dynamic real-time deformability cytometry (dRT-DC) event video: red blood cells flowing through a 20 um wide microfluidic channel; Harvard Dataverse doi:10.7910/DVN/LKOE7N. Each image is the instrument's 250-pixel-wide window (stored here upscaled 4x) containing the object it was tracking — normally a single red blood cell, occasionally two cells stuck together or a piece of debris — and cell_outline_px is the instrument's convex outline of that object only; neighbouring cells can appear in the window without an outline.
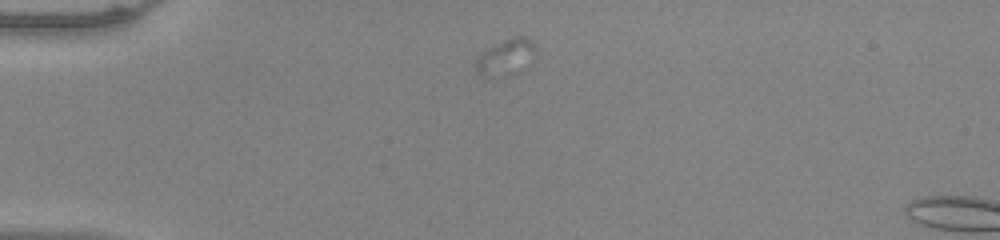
{"species": "common noctule bat (a hibernating species)", "species_latin": "Nyctalus noctula", "temperature_condition": "warm", "stored_images_in_passage": 7, "camera_frame_rate_fps": 3000, "um_per_image_px": 0.085, "animal": {"sex": "male", "body_mass_g": 20.0, "forearm_length_mm": 53.3}, "frame": {"image": 1, "passage_image": 1, "time_ms": 0.0, "image_size_px": [1000, 240], "cell_outline_px": [[536, 48], [488, 80], [476, 72], [476, 60], [488, 48], [512, 36], [524, 36]], "centroid_in_image_um": [42.73, 4.75], "position_along_channel_um": 42.3, "area_um2": 10.06}}